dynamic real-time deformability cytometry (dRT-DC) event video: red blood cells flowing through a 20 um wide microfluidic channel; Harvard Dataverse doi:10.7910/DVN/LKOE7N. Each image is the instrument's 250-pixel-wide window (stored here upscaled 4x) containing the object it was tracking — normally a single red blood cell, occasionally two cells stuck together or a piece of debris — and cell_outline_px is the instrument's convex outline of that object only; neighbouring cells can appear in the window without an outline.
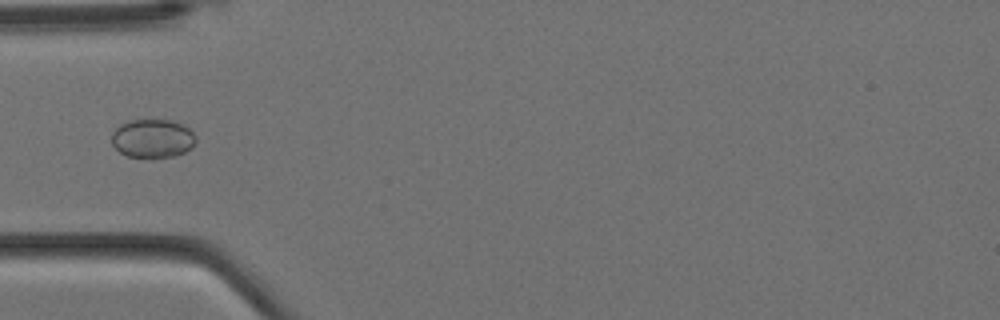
{"species": "Egyptian fruit bat (a non-hibernating species)", "species_latin": "Rousettus aegyptiacus", "temperature_condition": "cold", "stored_images_in_passage": 7, "camera_frame_rate_fps": 3000, "um_per_image_px": 0.085, "animal": {"sex": "female"}, "frame": {"image": 1, "passage_image": 6, "time_ms": 1.667, "image_size_px": [1000, 320], "cell_outline_px": [[196, 144], [192, 148], [176, 156], [152, 160], [128, 156], [120, 152], [112, 144], [112, 132], [120, 124], [128, 120], [172, 120], [184, 124], [196, 136]], "centroid_in_image_um": [13.0, 11.8], "position_along_channel_um": 72.0, "area_um2": 19.59}}
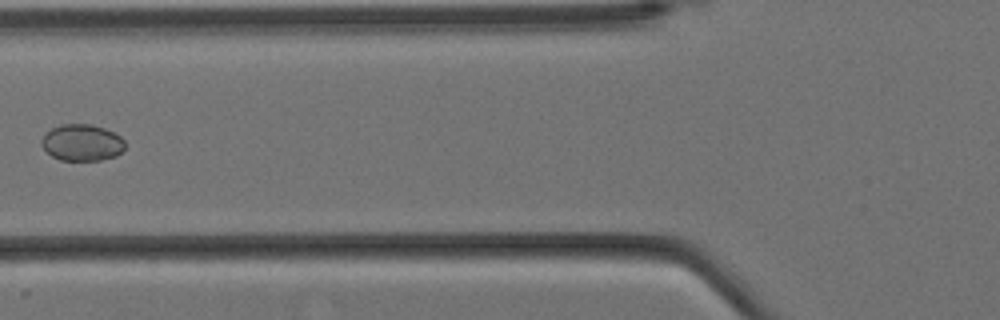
{"frame": {"image": 2, "passage_image": 7, "time_ms": 2.0, "image_size_px": [1000, 320], "cell_outline_px": [[124, 148], [116, 156], [100, 160], [60, 160], [52, 156], [40, 144], [40, 140], [52, 128], [60, 124], [92, 124], [104, 128], [120, 136], [124, 140]], "centroid_in_image_um": [6.96, 12.12], "position_along_channel_um": 118.8, "area_um2": 17.69}}